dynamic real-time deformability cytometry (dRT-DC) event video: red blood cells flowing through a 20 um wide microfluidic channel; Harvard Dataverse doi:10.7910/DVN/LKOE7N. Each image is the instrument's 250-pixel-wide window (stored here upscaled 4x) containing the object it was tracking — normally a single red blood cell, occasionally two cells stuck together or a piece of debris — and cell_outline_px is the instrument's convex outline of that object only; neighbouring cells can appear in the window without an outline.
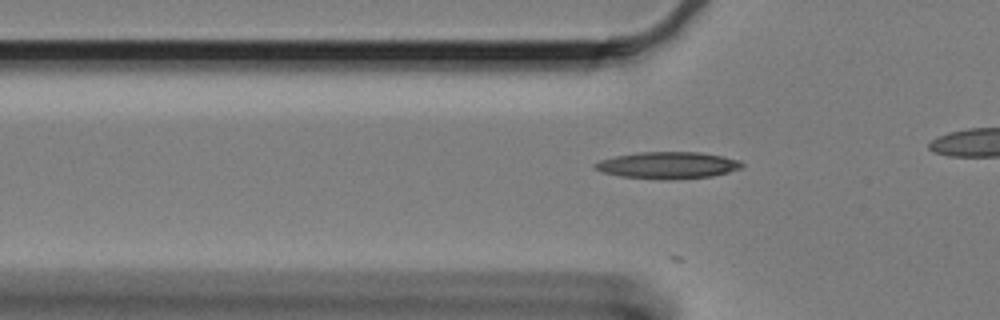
{"species": "Egyptian fruit bat (a non-hibernating species)", "species_latin": "Rousettus aegyptiacus", "temperature_condition": "cold", "stored_images_in_passage": 17, "camera_frame_rate_fps": 3000, "um_per_image_px": 0.085, "animal": {"sex": "female"}, "frame": {"image": 1, "passage_image": 4, "time_ms": 1.0, "image_size_px": [1000, 320], "cell_outline_px": [[744, 164], [740, 168], [728, 172], [712, 176], [672, 180], [664, 180], [620, 176], [604, 172], [596, 168], [592, 164], [600, 160], [616, 156], [640, 152], [700, 152], [740, 160]], "centroid_in_image_um": [56.77, 14.05], "position_along_channel_um": 69.0, "area_um2": 22.83}}
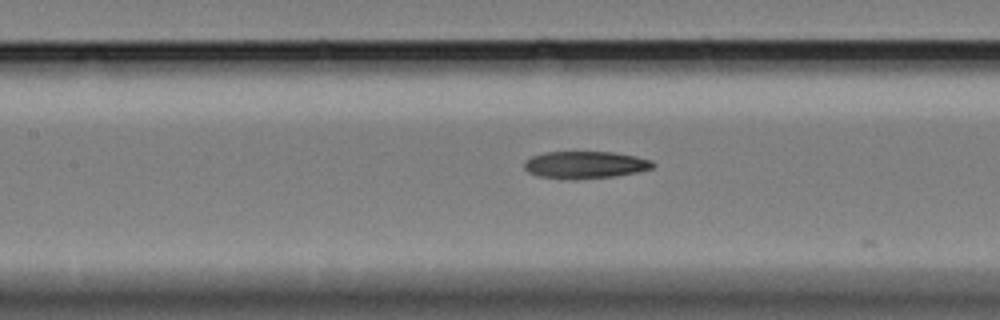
{"frame": {"image": 2, "passage_image": 12, "time_ms": 3.667, "image_size_px": [1000, 320], "cell_outline_px": [[656, 164], [652, 168], [636, 172], [616, 176], [576, 180], [572, 180], [536, 176], [528, 172], [524, 168], [524, 160], [532, 156], [544, 152], [612, 152], [636, 156], [652, 160]], "centroid_in_image_um": [49.71, 14.02], "position_along_channel_um": 157.7, "area_um2": 20.69}}
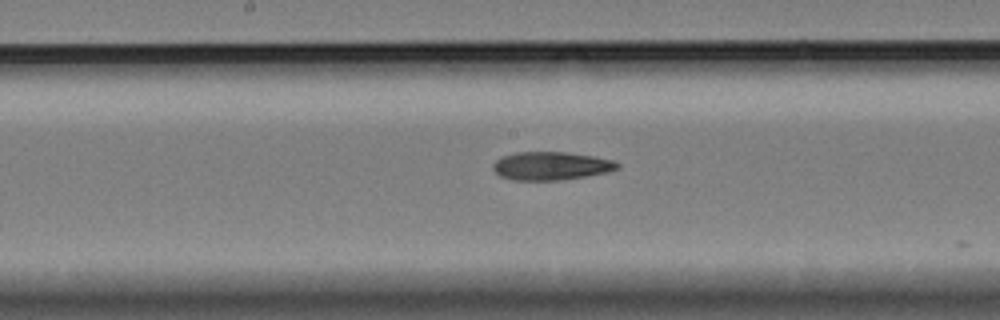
{"frame": {"image": 3, "passage_image": 16, "time_ms": 5.0, "image_size_px": [1000, 320], "cell_outline_px": [[620, 168], [608, 172], [588, 176], [564, 180], [512, 180], [500, 176], [492, 168], [492, 164], [500, 156], [516, 152], [568, 152], [592, 156], [612, 160], [620, 164]], "centroid_in_image_um": [46.83, 14.1], "position_along_channel_um": 201.4, "area_um2": 20.69}}